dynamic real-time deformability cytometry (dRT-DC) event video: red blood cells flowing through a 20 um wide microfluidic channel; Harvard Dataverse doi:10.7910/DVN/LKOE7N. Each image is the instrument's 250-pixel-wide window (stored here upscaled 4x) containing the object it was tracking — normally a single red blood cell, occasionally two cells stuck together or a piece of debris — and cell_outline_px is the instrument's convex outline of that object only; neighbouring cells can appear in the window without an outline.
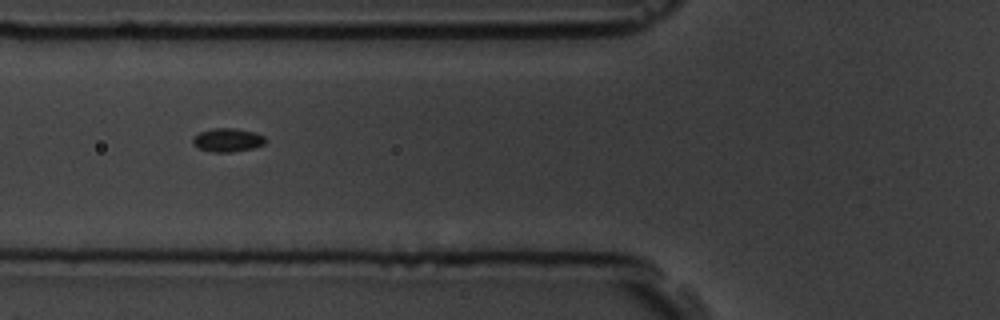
{"species": "common noctule bat (a hibernating species)", "species_latin": "Nyctalus noctula", "temperature_condition": "room temperature", "stored_images_in_passage": 10, "camera_frame_rate_fps": 3000, "um_per_image_px": 0.085, "animal": {"sex": "male", "body_mass_g": 19.5, "forearm_length_mm": 54.6}, "frame": {"image": 1, "passage_image": 6, "time_ms": 6.667, "image_size_px": [1000, 320], "cell_outline_px": [[264, 144], [252, 148], [232, 152], [212, 152], [200, 148], [192, 144], [192, 136], [200, 132], [212, 128], [236, 128], [256, 132], [264, 136]], "centroid_in_image_um": [19.32, 11.89], "position_along_channel_um": 106.5, "area_um2": 10.0}}
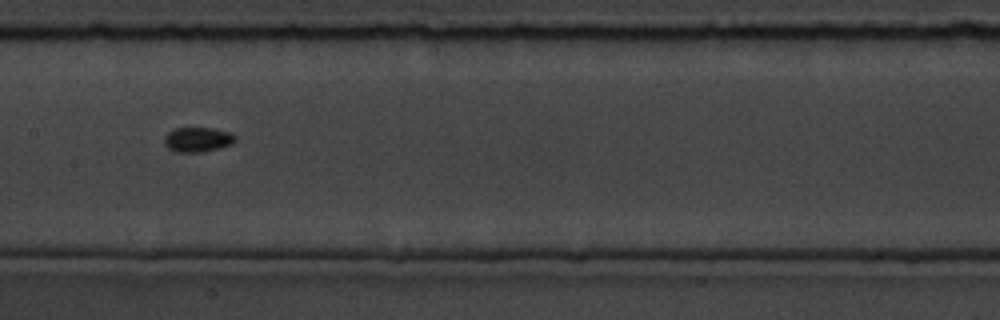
{"frame": {"image": 2, "passage_image": 8, "time_ms": 9.0, "image_size_px": [1000, 320], "cell_outline_px": [[236, 140], [232, 144], [220, 148], [204, 152], [176, 152], [168, 148], [164, 144], [164, 136], [168, 132], [176, 128], [212, 128], [232, 132], [236, 136]], "centroid_in_image_um": [16.82, 11.86], "position_along_channel_um": 190.6, "area_um2": 10.4}}
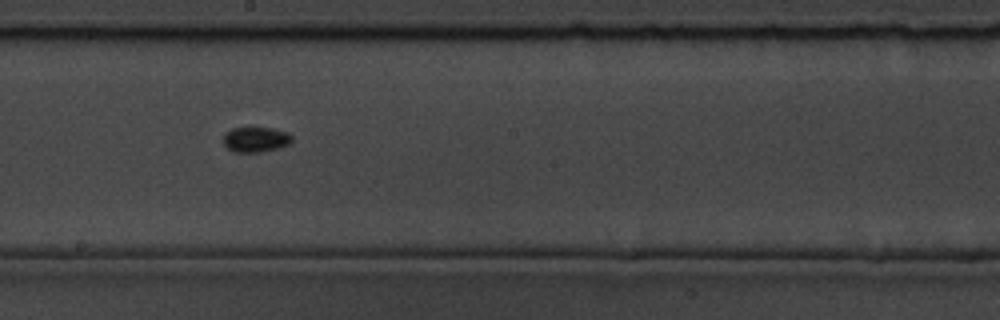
{"frame": {"image": 3, "passage_image": 9, "time_ms": 10.0, "image_size_px": [1000, 320], "cell_outline_px": [[292, 144], [260, 152], [232, 152], [224, 144], [224, 132], [232, 128], [272, 128], [288, 132], [292, 136]], "centroid_in_image_um": [21.75, 11.85], "position_along_channel_um": 226.5, "area_um2": 10.12}}